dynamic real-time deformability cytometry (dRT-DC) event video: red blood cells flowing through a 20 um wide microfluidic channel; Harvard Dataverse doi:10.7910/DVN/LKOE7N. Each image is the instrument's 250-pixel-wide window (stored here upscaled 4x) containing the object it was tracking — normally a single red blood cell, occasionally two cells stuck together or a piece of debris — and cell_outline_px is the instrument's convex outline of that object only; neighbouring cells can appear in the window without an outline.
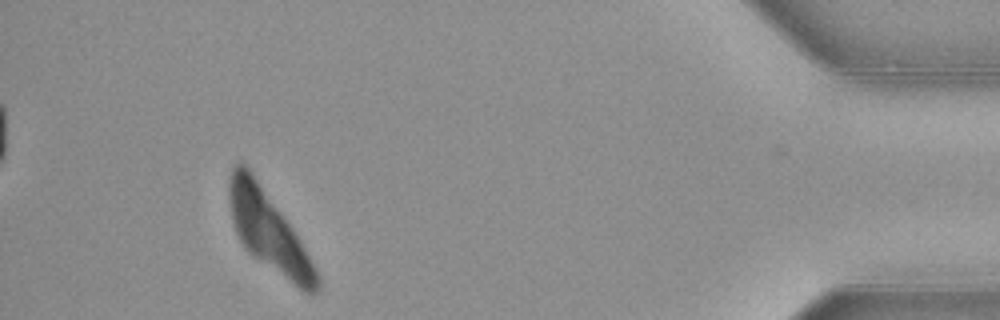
{"species": "common noctule bat (a hibernating species)", "species_latin": "Nyctalus noctula", "temperature_condition": "warm", "stored_images_in_passage": 50, "camera_frame_rate_fps": 3000, "um_per_image_px": 0.085, "animal": {"sex": "female", "body_mass_g": 21.9}, "frame": {"image": 1, "passage_image": 46, "time_ms": 15.0, "image_size_px": [1000, 320], "cell_outline_px": [[320, 288], [316, 292], [304, 292], [248, 252], [244, 248], [236, 232], [232, 216], [228, 192], [228, 180], [232, 168], [236, 164], [244, 164], [248, 168], [292, 228], [316, 268], [320, 276]], "centroid_in_image_um": [22.83, 19.67], "position_along_channel_um": 412.4, "area_um2": 39.3}}